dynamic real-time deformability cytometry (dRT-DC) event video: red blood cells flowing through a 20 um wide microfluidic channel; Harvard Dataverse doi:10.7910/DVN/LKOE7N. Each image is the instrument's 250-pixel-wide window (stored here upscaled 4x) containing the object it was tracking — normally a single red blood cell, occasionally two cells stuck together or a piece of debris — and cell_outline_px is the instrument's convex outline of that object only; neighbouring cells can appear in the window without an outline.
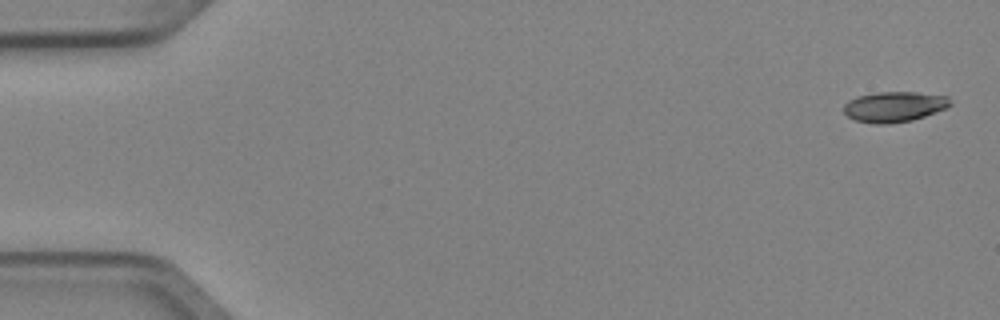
{"species": "Egyptian fruit bat (a non-hibernating species)", "species_latin": "Rousettus aegyptiacus", "temperature_condition": "cold", "stored_images_in_passage": 5, "camera_frame_rate_fps": 3000, "um_per_image_px": 0.085, "animal": {"sex": "female"}, "frame": {"image": 1, "passage_image": 1, "time_ms": 0.0, "image_size_px": [1000, 320], "cell_outline_px": [[952, 104], [936, 112], [912, 120], [888, 124], [872, 124], [856, 120], [848, 116], [844, 112], [844, 104], [848, 100], [856, 96], [880, 92], [916, 92], [948, 96]], "centroid_in_image_um": [75.99, 9.07], "position_along_channel_um": 9.0, "area_um2": 18.84}}
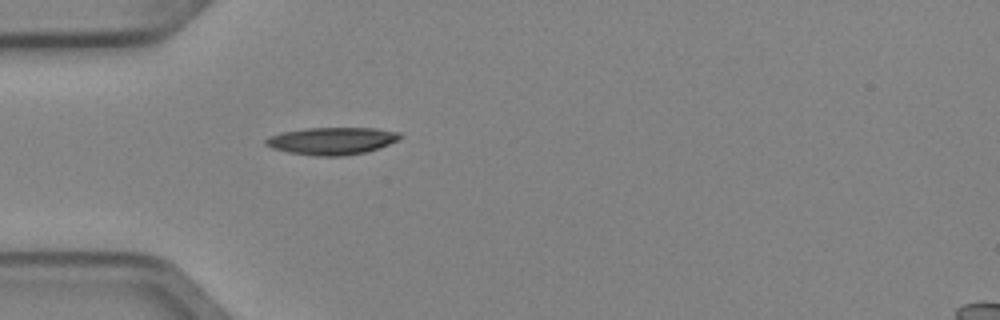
{"frame": {"image": 2, "passage_image": 5, "time_ms": 1.333, "image_size_px": [1000, 320], "cell_outline_px": [[404, 136], [380, 148], [364, 152], [344, 156], [316, 156], [288, 152], [272, 148], [264, 144], [264, 140], [268, 136], [280, 132], [308, 128], [376, 128], [400, 132]], "centroid_in_image_um": [28.19, 11.97], "position_along_channel_um": 56.8, "area_um2": 21.5}}